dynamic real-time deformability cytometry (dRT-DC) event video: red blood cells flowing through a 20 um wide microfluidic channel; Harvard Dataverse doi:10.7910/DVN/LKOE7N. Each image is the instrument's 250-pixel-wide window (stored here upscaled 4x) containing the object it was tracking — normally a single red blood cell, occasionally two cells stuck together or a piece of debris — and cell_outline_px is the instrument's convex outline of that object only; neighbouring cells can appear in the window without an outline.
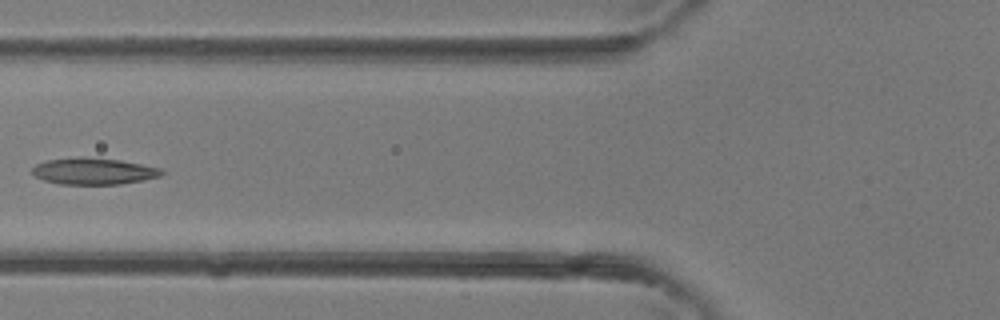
{"species": "common noctule bat (a hibernating species)", "species_latin": "Nyctalus noctula", "temperature_condition": "room temperature", "stored_images_in_passage": 4, "camera_frame_rate_fps": 3000, "um_per_image_px": 0.085, "animal": {"sex": "female"}, "frame": {"image": 1, "passage_image": 4, "time_ms": 1.0, "image_size_px": [1000, 320], "cell_outline_px": [[164, 172], [160, 176], [144, 180], [120, 184], [60, 184], [44, 180], [36, 176], [32, 172], [32, 168], [36, 164], [48, 160], [76, 156], [84, 156], [120, 160], [160, 168]], "centroid_in_image_um": [7.94, 14.54], "position_along_channel_um": 117.9, "area_um2": 20.06}}